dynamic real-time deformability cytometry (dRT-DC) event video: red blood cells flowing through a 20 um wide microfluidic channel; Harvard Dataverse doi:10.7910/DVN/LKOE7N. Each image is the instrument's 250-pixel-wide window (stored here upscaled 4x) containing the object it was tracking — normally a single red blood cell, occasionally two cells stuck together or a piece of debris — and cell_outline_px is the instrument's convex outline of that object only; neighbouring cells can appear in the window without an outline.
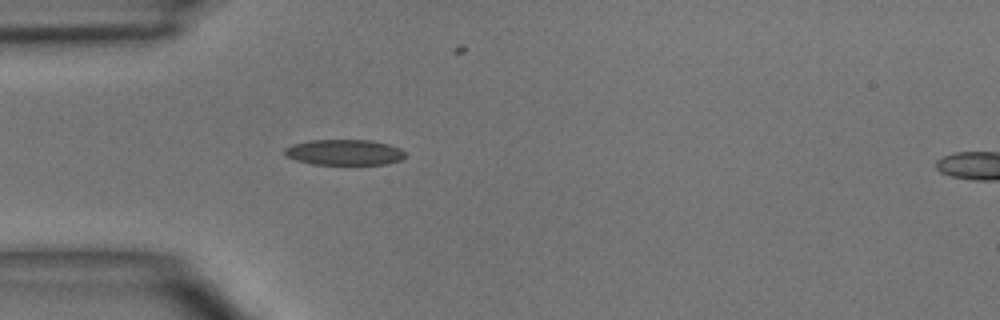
{"species": "common noctule bat (a hibernating species)", "species_latin": "Nyctalus noctula", "temperature_condition": "room temperature", "stored_images_in_passage": 5, "segment_of_instrument_passage": [1, 2], "camera_frame_rate_fps": 3000, "um_per_image_px": 0.085, "animal": {"sex": "male", "body_mass_g": 15.6}, "frame": {"image": 1, "passage_image": 4, "time_ms": 4.333, "image_size_px": [1000, 320], "cell_outline_px": [[408, 156], [400, 160], [388, 164], [312, 164], [296, 160], [284, 156], [284, 148], [292, 144], [308, 140], [372, 140], [388, 144], [400, 148]], "centroid_in_image_um": [29.26, 12.94], "position_along_channel_um": 55.7, "area_um2": 18.21}}